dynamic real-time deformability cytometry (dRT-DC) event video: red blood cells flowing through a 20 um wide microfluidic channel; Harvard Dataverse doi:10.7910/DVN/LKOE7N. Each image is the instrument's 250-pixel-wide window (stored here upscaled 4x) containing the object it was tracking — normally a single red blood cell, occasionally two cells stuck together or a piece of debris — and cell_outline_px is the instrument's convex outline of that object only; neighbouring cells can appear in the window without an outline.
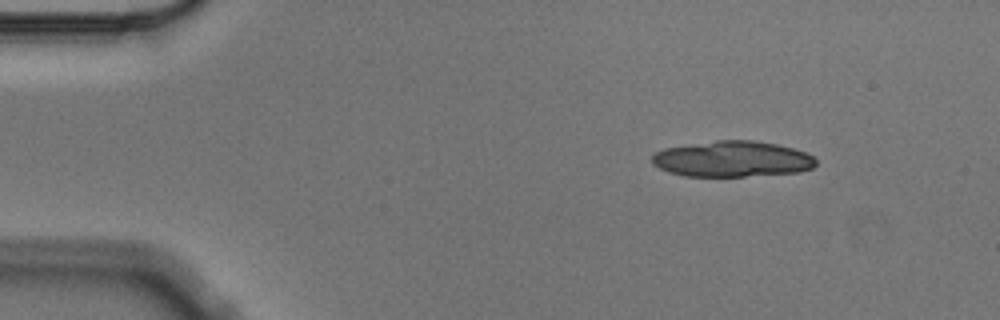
{"species": "Egyptian fruit bat (a non-hibernating species)", "species_latin": "Rousettus aegyptiacus", "temperature_condition": "cold", "stored_images_in_passage": 13, "camera_frame_rate_fps": 3000, "um_per_image_px": 0.085, "animal": {"sex": "male"}, "frame": {"image": 1, "passage_image": 1, "time_ms": 0.0, "image_size_px": [1000, 320], "cell_outline_px": [[816, 164], [812, 168], [800, 172], [744, 176], [684, 176], [668, 172], [652, 164], [652, 156], [656, 152], [664, 148], [716, 140], [752, 140], [776, 144], [792, 148], [804, 152], [812, 156], [816, 160]], "centroid_in_image_um": [62.23, 13.52], "position_along_channel_um": 22.8, "area_um2": 34.16}}
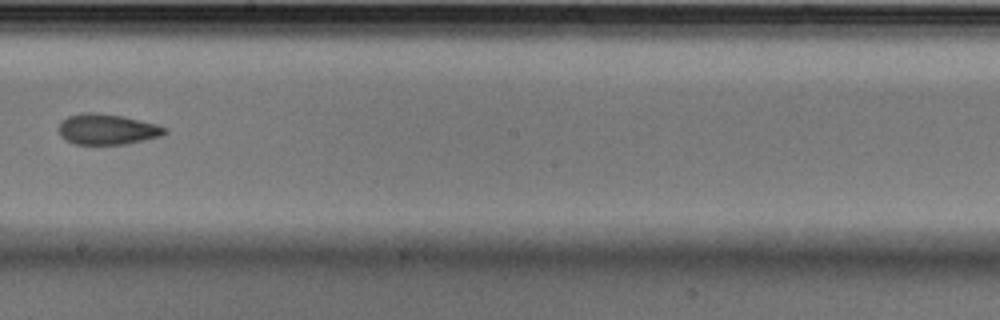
{"frame": {"image": 2, "passage_image": 7, "time_ms": 2.0, "image_size_px": [1000, 320], "cell_outline_px": [[168, 132], [160, 136], [124, 144], [76, 144], [60, 136], [60, 124], [68, 116], [88, 112], [96, 112], [120, 116], [156, 124], [168, 128]], "centroid_in_image_um": [9.13, 10.99], "position_along_channel_um": 239.1, "area_um2": 18.5}}
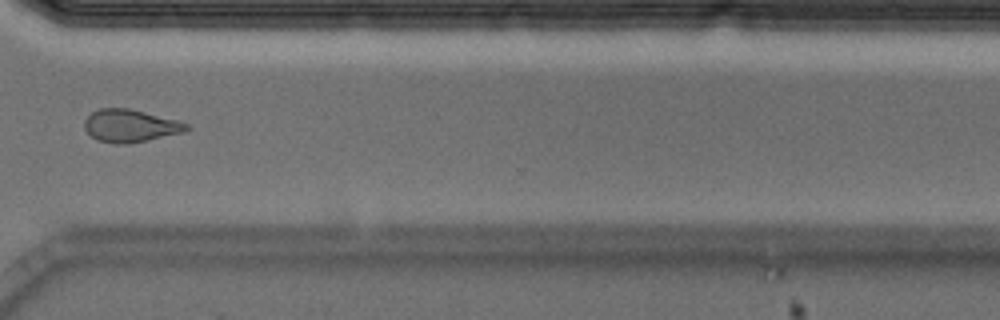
{"frame": {"image": 3, "passage_image": 10, "time_ms": 3.0, "image_size_px": [1000, 320], "cell_outline_px": [[188, 128], [184, 132], [148, 140], [128, 144], [116, 144], [96, 140], [84, 128], [84, 120], [92, 112], [100, 108], [128, 108], [176, 120], [188, 124]], "centroid_in_image_um": [11.04, 10.7], "position_along_channel_um": 359.6, "area_um2": 19.25}}